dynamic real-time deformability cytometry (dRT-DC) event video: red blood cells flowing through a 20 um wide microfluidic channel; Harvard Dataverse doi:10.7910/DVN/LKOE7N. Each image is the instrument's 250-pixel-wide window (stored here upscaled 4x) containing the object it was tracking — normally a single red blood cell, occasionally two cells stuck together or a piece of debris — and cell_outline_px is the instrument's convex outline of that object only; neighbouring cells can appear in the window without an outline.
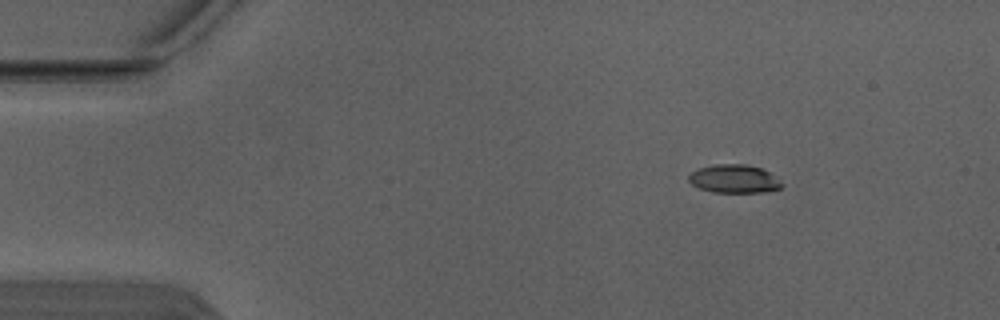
{"species": "Egyptian fruit bat (a non-hibernating species)", "species_latin": "Rousettus aegyptiacus", "temperature_condition": "warm", "stored_images_in_passage": 4, "camera_frame_rate_fps": 3000, "um_per_image_px": 0.085, "animal": {"sex": "male"}, "frame": {"image": 1, "passage_image": 1, "time_ms": 0.0, "image_size_px": [1000, 320], "cell_outline_px": [[784, 184], [780, 188], [764, 192], [712, 192], [700, 188], [692, 184], [688, 180], [688, 176], [692, 172], [700, 168], [716, 164], [744, 164], [760, 168], [768, 172]], "centroid_in_image_um": [62.39, 15.2], "position_along_channel_um": 22.6, "area_um2": 15.14}}